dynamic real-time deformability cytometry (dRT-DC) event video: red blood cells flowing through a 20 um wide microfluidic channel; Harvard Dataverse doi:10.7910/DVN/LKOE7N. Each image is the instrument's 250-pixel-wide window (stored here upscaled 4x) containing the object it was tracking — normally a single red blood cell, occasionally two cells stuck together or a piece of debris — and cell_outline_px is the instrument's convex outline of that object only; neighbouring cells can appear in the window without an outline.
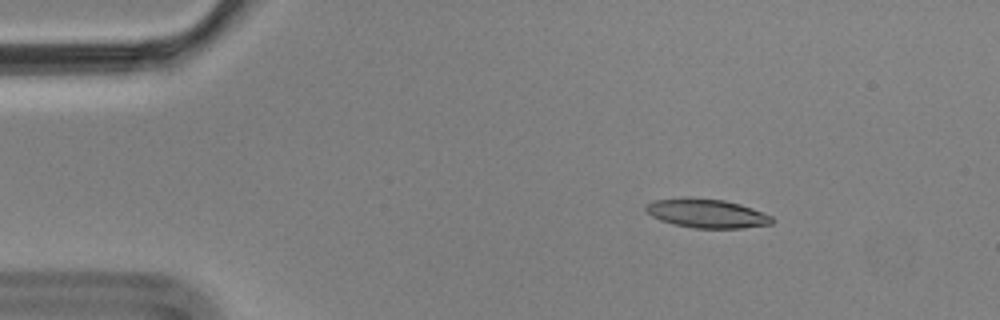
{"species": "Egyptian fruit bat (a non-hibernating species)", "species_latin": "Rousettus aegyptiacus", "temperature_condition": "cold", "stored_images_in_passage": 5, "camera_frame_rate_fps": 3000, "um_per_image_px": 0.085, "animal": {"sex": "male"}, "frame": {"image": 1, "passage_image": 2, "time_ms": 0.333, "image_size_px": [1000, 320], "cell_outline_px": [[776, 220], [772, 224], [740, 228], [692, 228], [672, 224], [660, 220], [652, 216], [644, 208], [648, 204], [656, 200], [684, 196], [692, 196], [724, 200], [740, 204], [752, 208], [772, 216]], "centroid_in_image_um": [60.08, 18.12], "position_along_channel_um": 24.9, "area_um2": 21.56}}